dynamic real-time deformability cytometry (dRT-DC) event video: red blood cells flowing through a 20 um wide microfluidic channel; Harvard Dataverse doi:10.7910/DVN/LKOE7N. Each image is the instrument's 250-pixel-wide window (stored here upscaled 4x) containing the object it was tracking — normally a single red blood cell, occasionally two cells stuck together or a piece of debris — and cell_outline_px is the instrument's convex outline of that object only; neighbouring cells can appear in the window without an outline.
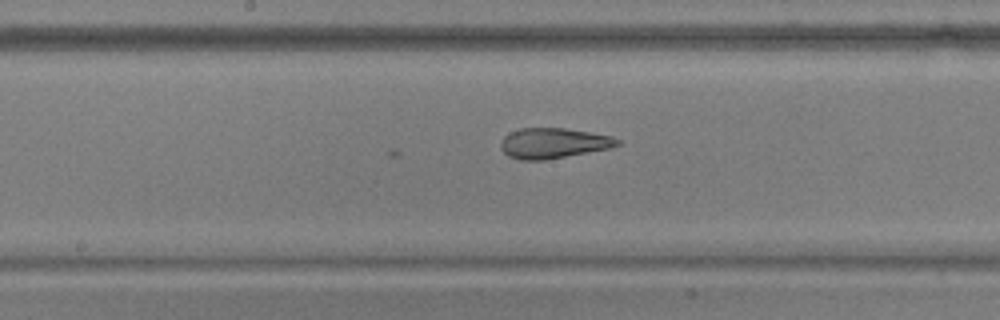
{"species": "common noctule bat (a hibernating species)", "species_latin": "Nyctalus noctula", "temperature_condition": "warm", "stored_images_in_passage": 12, "camera_frame_rate_fps": 3000, "um_per_image_px": 0.085, "animal": {"sex": "male", "body_mass_g": 17.9, "forearm_length_mm": 54.2}, "frame": {"image": 1, "passage_image": 12, "time_ms": 3.667, "image_size_px": [1000, 320], "cell_outline_px": [[620, 144], [612, 148], [544, 160], [520, 160], [508, 156], [500, 148], [500, 144], [504, 136], [520, 128], [564, 128], [612, 136], [620, 140]], "centroid_in_image_um": [47.04, 12.17], "position_along_channel_um": 201.2, "area_um2": 20.58}}